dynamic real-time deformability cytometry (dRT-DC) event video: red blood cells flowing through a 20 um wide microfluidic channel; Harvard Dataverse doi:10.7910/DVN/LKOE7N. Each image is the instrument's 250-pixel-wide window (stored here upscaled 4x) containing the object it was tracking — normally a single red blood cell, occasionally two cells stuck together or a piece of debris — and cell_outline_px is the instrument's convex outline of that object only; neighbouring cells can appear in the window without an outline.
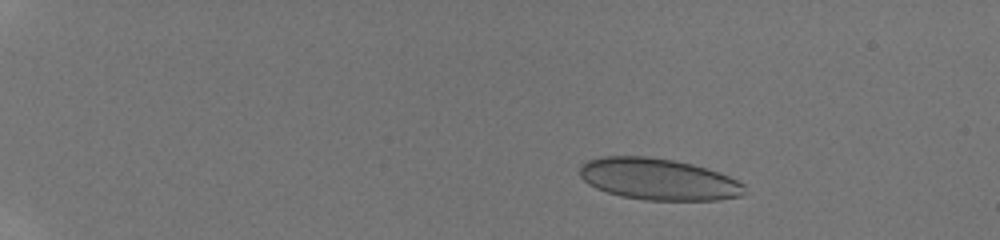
{"species": "human", "species_latin": "Homo sapiens", "temperature_condition": "room temperature", "stored_images_in_passage": 43, "camera_frame_rate_fps": 3000, "um_per_image_px": 0.085, "donor": {"sex": "male"}, "frame": {"image": 1, "passage_image": 1, "time_ms": 0.0, "image_size_px": [1000, 240], "cell_outline_px": [[744, 184], [740, 196], [720, 200], [644, 200], [620, 196], [596, 188], [588, 184], [580, 176], [580, 164], [588, 160], [604, 156], [648, 156], [676, 160], [692, 164], [728, 176]], "centroid_in_image_um": [55.9, 15.23], "position_along_channel_um": 29.1, "area_um2": 39.77}}
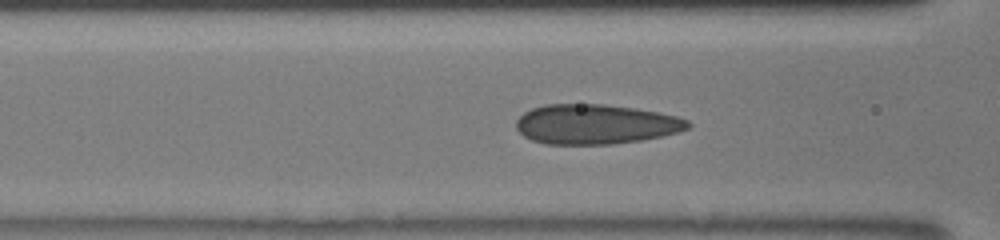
{"frame": {"image": 2, "passage_image": 16, "time_ms": 5.0, "image_size_px": [1000, 240], "cell_outline_px": [[692, 124], [688, 128], [676, 132], [660, 136], [640, 140], [612, 144], [544, 144], [532, 140], [524, 136], [516, 128], [516, 120], [524, 112], [532, 108], [544, 104], [604, 104], [636, 108], [660, 112], [676, 116], [688, 120]], "centroid_in_image_um": [50.61, 10.55], "position_along_channel_um": 116.0, "area_um2": 39.88}}
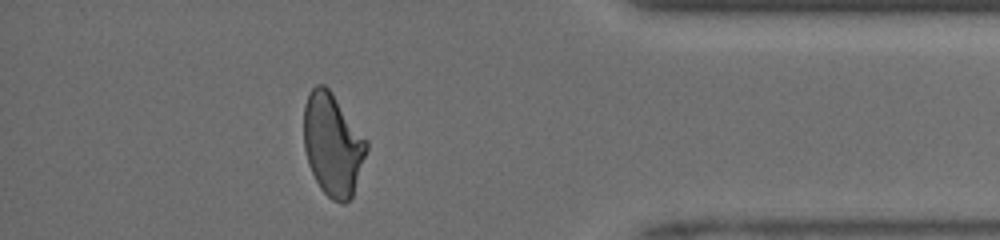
{"frame": {"image": 3, "passage_image": 38, "time_ms": 12.333, "image_size_px": [1000, 240], "cell_outline_px": [[368, 148], [352, 196], [344, 204], [340, 204], [332, 200], [320, 188], [308, 164], [304, 148], [304, 104], [308, 92], [316, 84], [324, 84], [332, 92], [368, 140]], "centroid_in_image_um": [28.27, 12.26], "position_along_channel_um": 406.9, "area_um2": 37.57}, "authors_computed_cell_mechanics": {"area_um2": 39.1306, "velocity_mm_per_s": 4.2524, "shape_relaxation_time_tau1_ms": null, "shape_relaxation_time_tau2_ms": 0.8806, "deformation_change_tau1": null, "deformation_change_tau2": 0.0518}}